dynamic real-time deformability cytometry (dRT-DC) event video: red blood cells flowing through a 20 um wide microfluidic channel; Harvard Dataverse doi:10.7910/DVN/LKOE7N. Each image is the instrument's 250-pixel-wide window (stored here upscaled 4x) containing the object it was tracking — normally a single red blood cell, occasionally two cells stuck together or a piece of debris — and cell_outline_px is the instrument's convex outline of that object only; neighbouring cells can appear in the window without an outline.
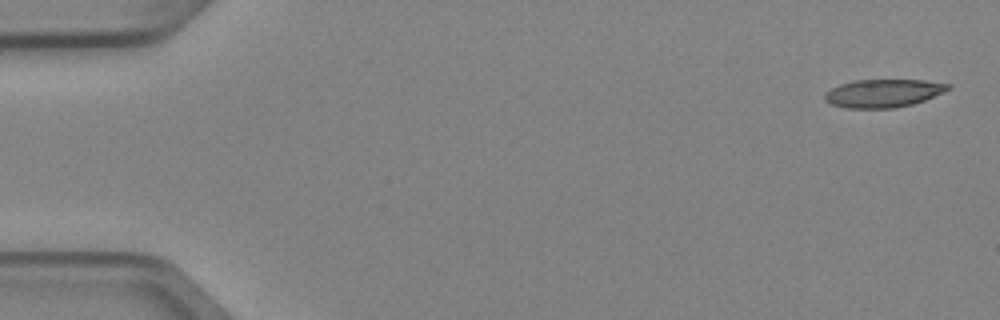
{"species": "Egyptian fruit bat (a non-hibernating species)", "species_latin": "Rousettus aegyptiacus", "temperature_condition": "cold", "stored_images_in_passage": 7, "camera_frame_rate_fps": 3000, "um_per_image_px": 0.085, "animal": {"sex": "female"}, "frame": {"image": 1, "passage_image": 1, "time_ms": 0.0, "image_size_px": [1000, 320], "cell_outline_px": [[952, 88], [944, 92], [924, 100], [912, 104], [896, 108], [844, 108], [832, 104], [824, 100], [824, 92], [840, 84], [856, 80], [924, 80], [952, 84]], "centroid_in_image_um": [75.09, 7.92], "position_along_channel_um": 9.9, "area_um2": 20.29}}
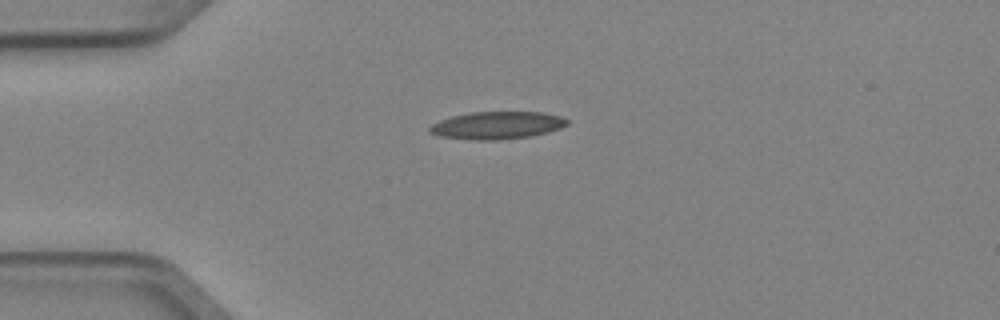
{"frame": {"image": 2, "passage_image": 4, "time_ms": 1.0, "image_size_px": [1000, 320], "cell_outline_px": [[568, 124], [560, 128], [548, 132], [528, 136], [496, 140], [476, 140], [440, 136], [428, 132], [428, 128], [432, 124], [440, 120], [452, 116], [472, 112], [544, 112], [560, 116], [568, 120]], "centroid_in_image_um": [42.24, 10.64], "position_along_channel_um": 42.8, "area_um2": 21.91}}
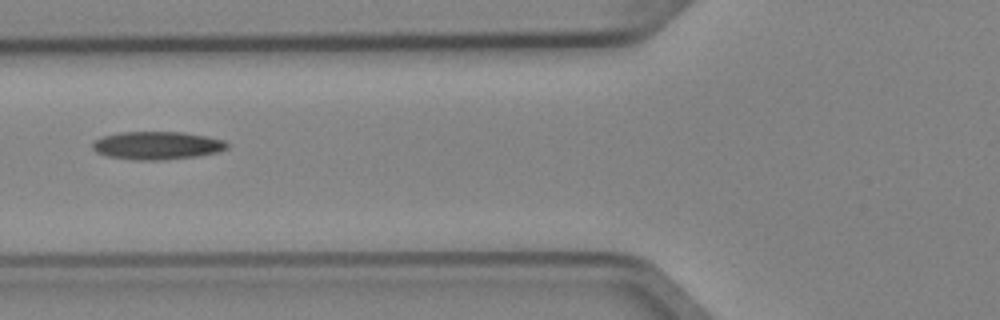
{"frame": {"image": 3, "passage_image": 6, "time_ms": 1.667, "image_size_px": [1000, 320], "cell_outline_px": [[228, 148], [216, 152], [196, 156], [160, 160], [136, 160], [108, 156], [96, 152], [92, 148], [92, 144], [96, 140], [104, 136], [120, 132], [184, 132], [208, 136], [224, 140], [228, 144]], "centroid_in_image_um": [13.36, 12.36], "position_along_channel_um": 112.4, "area_um2": 21.85}}